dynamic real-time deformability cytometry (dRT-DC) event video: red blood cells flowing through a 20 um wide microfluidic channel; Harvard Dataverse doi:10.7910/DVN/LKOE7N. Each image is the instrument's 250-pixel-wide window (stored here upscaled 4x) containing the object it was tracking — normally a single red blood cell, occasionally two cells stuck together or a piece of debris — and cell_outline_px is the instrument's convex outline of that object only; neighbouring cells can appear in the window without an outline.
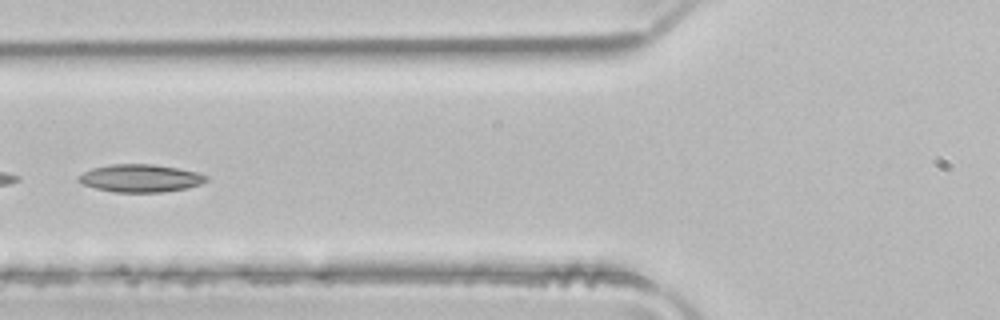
{"species": "common noctule bat (a hibernating species)", "species_latin": "Nyctalus noctula", "temperature_condition": "room temperature", "stored_images_in_passage": 50, "camera_frame_rate_fps": 3000, "um_per_image_px": 0.085, "animal": {"sex": "male", "body_mass_g": 21.5, "forearm_length_mm": 52.0}, "frame": {"image": 1, "passage_image": 19, "time_ms": 6.0, "image_size_px": [1000, 320], "cell_outline_px": [[208, 180], [200, 184], [188, 188], [160, 192], [112, 192], [80, 184], [76, 180], [76, 176], [92, 168], [108, 164], [152, 164], [200, 172], [208, 176]], "centroid_in_image_um": [11.9, 15.15], "position_along_channel_um": 113.9, "area_um2": 20.87}}
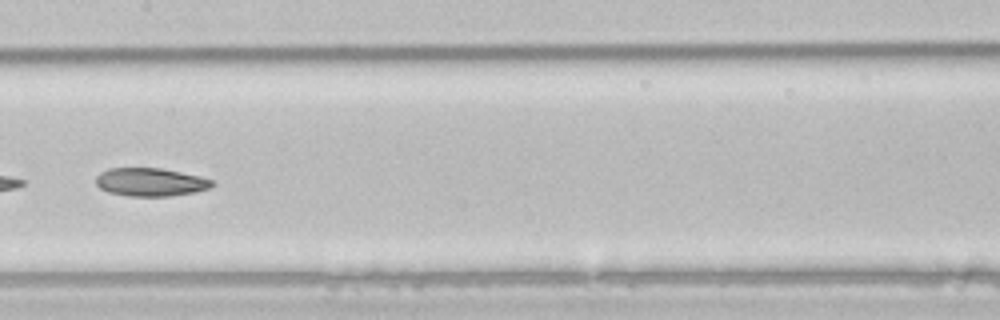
{"frame": {"image": 2, "passage_image": 25, "time_ms": 8.0, "image_size_px": [1000, 320], "cell_outline_px": [[216, 184], [212, 188], [196, 192], [168, 196], [128, 196], [108, 192], [100, 188], [96, 184], [96, 176], [100, 172], [108, 168], [160, 168], [200, 176], [212, 180]], "centroid_in_image_um": [12.81, 15.48], "position_along_channel_um": 194.6, "area_um2": 19.25}}
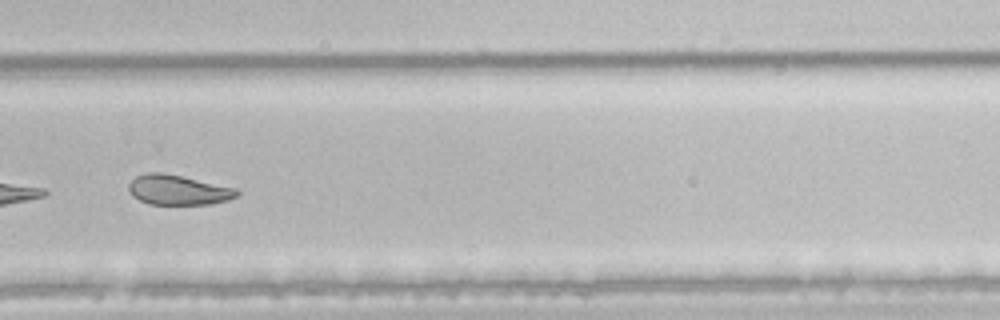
{"frame": {"image": 3, "passage_image": 34, "time_ms": 11.0, "image_size_px": [1000, 320], "cell_outline_px": [[240, 192], [236, 196], [228, 200], [212, 204], [148, 204], [132, 196], [128, 188], [128, 184], [136, 176], [148, 172], [160, 172], [180, 176], [236, 188]], "centroid_in_image_um": [15.12, 16.15], "position_along_channel_um": 314.7, "area_um2": 18.73}}